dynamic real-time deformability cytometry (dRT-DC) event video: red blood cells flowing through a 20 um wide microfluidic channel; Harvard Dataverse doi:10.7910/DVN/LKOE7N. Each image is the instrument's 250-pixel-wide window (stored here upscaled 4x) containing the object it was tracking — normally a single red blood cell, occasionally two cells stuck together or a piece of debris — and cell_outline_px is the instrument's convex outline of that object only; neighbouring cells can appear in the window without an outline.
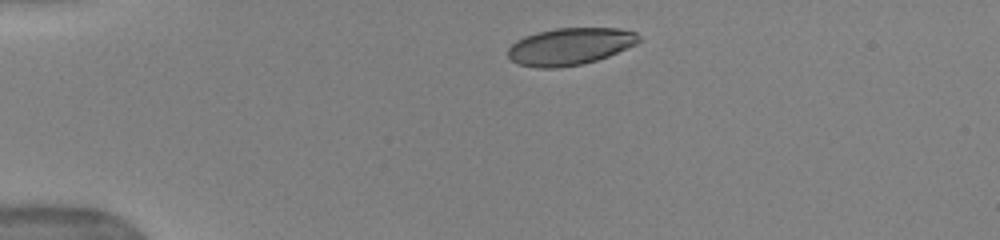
{"species": "human", "species_latin": "Homo sapiens", "temperature_condition": "warm", "stored_images_in_passage": 41, "camera_frame_rate_fps": 3000, "um_per_image_px": 0.085, "donor": {"sex": "female"}, "frame": {"image": 1, "passage_image": 1, "time_ms": 0.0, "image_size_px": [1000, 240], "cell_outline_px": [[640, 40], [636, 44], [608, 56], [596, 60], [580, 64], [556, 68], [540, 68], [520, 64], [512, 60], [508, 56], [508, 48], [516, 40], [524, 36], [536, 32], [556, 28], [620, 28], [636, 32], [640, 36]], "centroid_in_image_um": [48.45, 3.93], "position_along_channel_um": 36.6, "area_um2": 28.21}}
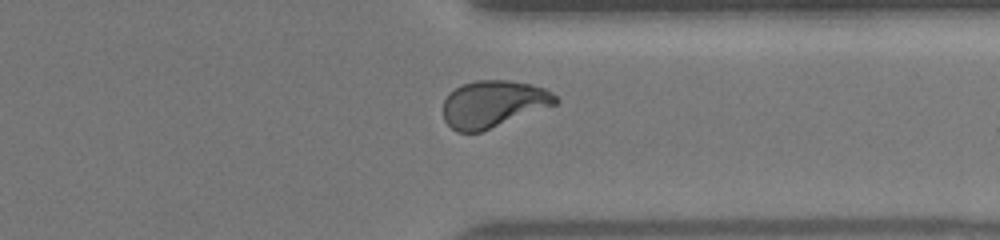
{"frame": {"image": 2, "passage_image": 30, "time_ms": 9.667, "image_size_px": [1000, 240], "cell_outline_px": [[560, 100], [556, 104], [480, 132], [456, 132], [444, 120], [444, 100], [448, 92], [460, 84], [476, 80], [508, 80], [532, 84], [544, 88], [552, 92]], "centroid_in_image_um": [41.91, 8.81], "position_along_channel_um": 369.5, "area_um2": 30.75}}
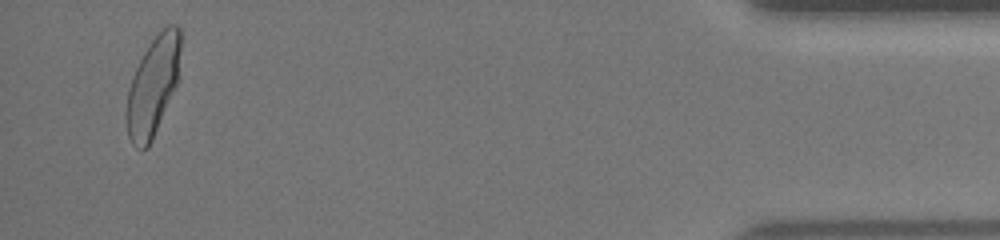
{"frame": {"image": 3, "passage_image": 39, "time_ms": 12.667, "image_size_px": [1000, 240], "cell_outline_px": [[180, 48], [176, 84], [152, 140], [148, 148], [136, 148], [132, 144], [128, 136], [128, 92], [132, 76], [144, 52], [152, 40], [168, 24], [176, 24], [180, 28]], "centroid_in_image_um": [13.01, 7.3], "position_along_channel_um": 422.2, "area_um2": 30.11}, "authors_computed_cell_mechanics": {"area_um2": 30.8652, "velocity_mm_per_s": 3.9762, "shape_relaxation_time_tau1_ms": 3.8938, "shape_relaxation_time_tau2_ms": null, "deformation_change_tau1": 0.1989, "deformation_change_tau2": null}}